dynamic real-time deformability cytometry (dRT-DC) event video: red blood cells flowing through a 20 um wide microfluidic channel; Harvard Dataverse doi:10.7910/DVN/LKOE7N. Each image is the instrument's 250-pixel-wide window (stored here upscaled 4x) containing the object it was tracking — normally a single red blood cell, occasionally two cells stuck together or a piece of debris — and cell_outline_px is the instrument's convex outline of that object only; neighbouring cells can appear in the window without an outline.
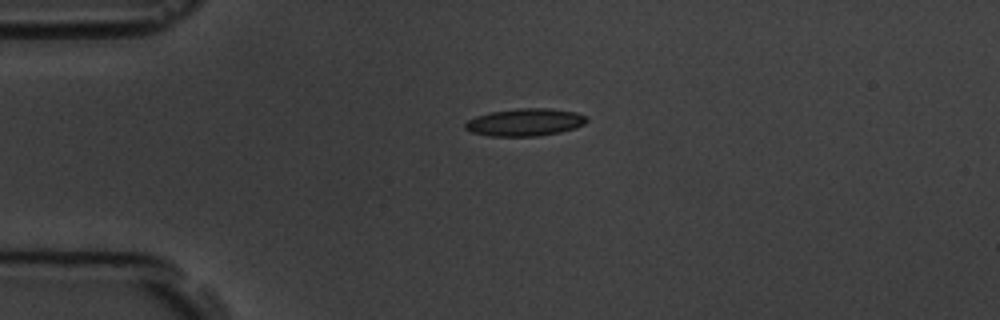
{"species": "common noctule bat (a hibernating species)", "species_latin": "Nyctalus noctula", "temperature_condition": "room temperature", "stored_images_in_passage": 6, "camera_frame_rate_fps": 3000, "um_per_image_px": 0.085, "animal": {"sex": "male", "body_mass_g": 19.5, "forearm_length_mm": 54.6}, "frame": {"image": 1, "passage_image": 6, "time_ms": 6.667, "image_size_px": [1000, 320], "cell_outline_px": [[588, 120], [584, 124], [576, 128], [560, 132], [536, 136], [488, 136], [472, 132], [464, 128], [464, 124], [468, 120], [476, 116], [488, 112], [516, 108], [548, 108], [576, 112], [588, 116]], "centroid_in_image_um": [44.63, 10.38], "position_along_channel_um": 40.4, "area_um2": 19.65}}